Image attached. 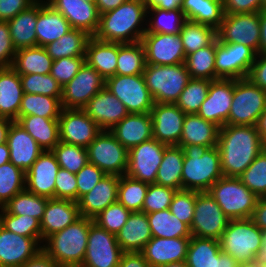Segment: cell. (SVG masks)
<instances>
[{
	"label": "cell",
	"instance_id": "cell-1",
	"mask_svg": "<svg viewBox=\"0 0 266 267\" xmlns=\"http://www.w3.org/2000/svg\"><path fill=\"white\" fill-rule=\"evenodd\" d=\"M217 147L224 177L238 178L266 148L257 126L224 125L219 129Z\"/></svg>",
	"mask_w": 266,
	"mask_h": 267
},
{
	"label": "cell",
	"instance_id": "cell-2",
	"mask_svg": "<svg viewBox=\"0 0 266 267\" xmlns=\"http://www.w3.org/2000/svg\"><path fill=\"white\" fill-rule=\"evenodd\" d=\"M147 6L144 0H128L116 9L100 15L99 26L93 35L106 42L136 43L146 32ZM146 21V23H144Z\"/></svg>",
	"mask_w": 266,
	"mask_h": 267
},
{
	"label": "cell",
	"instance_id": "cell-3",
	"mask_svg": "<svg viewBox=\"0 0 266 267\" xmlns=\"http://www.w3.org/2000/svg\"><path fill=\"white\" fill-rule=\"evenodd\" d=\"M182 149V190L208 192L223 177L218 147L185 145Z\"/></svg>",
	"mask_w": 266,
	"mask_h": 267
},
{
	"label": "cell",
	"instance_id": "cell-4",
	"mask_svg": "<svg viewBox=\"0 0 266 267\" xmlns=\"http://www.w3.org/2000/svg\"><path fill=\"white\" fill-rule=\"evenodd\" d=\"M93 219L80 217L65 229L49 236L42 249L60 267H81L87 248L89 227Z\"/></svg>",
	"mask_w": 266,
	"mask_h": 267
},
{
	"label": "cell",
	"instance_id": "cell-5",
	"mask_svg": "<svg viewBox=\"0 0 266 267\" xmlns=\"http://www.w3.org/2000/svg\"><path fill=\"white\" fill-rule=\"evenodd\" d=\"M219 242L221 251L239 263L254 262L263 243V231L251 218L230 219Z\"/></svg>",
	"mask_w": 266,
	"mask_h": 267
},
{
	"label": "cell",
	"instance_id": "cell-6",
	"mask_svg": "<svg viewBox=\"0 0 266 267\" xmlns=\"http://www.w3.org/2000/svg\"><path fill=\"white\" fill-rule=\"evenodd\" d=\"M143 77L154 103L175 104L191 79L185 63L163 66L146 64Z\"/></svg>",
	"mask_w": 266,
	"mask_h": 267
},
{
	"label": "cell",
	"instance_id": "cell-7",
	"mask_svg": "<svg viewBox=\"0 0 266 267\" xmlns=\"http://www.w3.org/2000/svg\"><path fill=\"white\" fill-rule=\"evenodd\" d=\"M208 192L230 219L251 218L258 200V197L235 177H221Z\"/></svg>",
	"mask_w": 266,
	"mask_h": 267
},
{
	"label": "cell",
	"instance_id": "cell-8",
	"mask_svg": "<svg viewBox=\"0 0 266 267\" xmlns=\"http://www.w3.org/2000/svg\"><path fill=\"white\" fill-rule=\"evenodd\" d=\"M265 109V90L248 78L234 79V93L227 125L256 126Z\"/></svg>",
	"mask_w": 266,
	"mask_h": 267
},
{
	"label": "cell",
	"instance_id": "cell-9",
	"mask_svg": "<svg viewBox=\"0 0 266 267\" xmlns=\"http://www.w3.org/2000/svg\"><path fill=\"white\" fill-rule=\"evenodd\" d=\"M88 162L106 175H125L128 150L110 132L103 130L88 146Z\"/></svg>",
	"mask_w": 266,
	"mask_h": 267
},
{
	"label": "cell",
	"instance_id": "cell-10",
	"mask_svg": "<svg viewBox=\"0 0 266 267\" xmlns=\"http://www.w3.org/2000/svg\"><path fill=\"white\" fill-rule=\"evenodd\" d=\"M105 88L116 96L128 113H150L154 101L142 75H114L105 80Z\"/></svg>",
	"mask_w": 266,
	"mask_h": 267
},
{
	"label": "cell",
	"instance_id": "cell-11",
	"mask_svg": "<svg viewBox=\"0 0 266 267\" xmlns=\"http://www.w3.org/2000/svg\"><path fill=\"white\" fill-rule=\"evenodd\" d=\"M230 218L209 192H197L194 218L190 226L192 236L219 240Z\"/></svg>",
	"mask_w": 266,
	"mask_h": 267
},
{
	"label": "cell",
	"instance_id": "cell-12",
	"mask_svg": "<svg viewBox=\"0 0 266 267\" xmlns=\"http://www.w3.org/2000/svg\"><path fill=\"white\" fill-rule=\"evenodd\" d=\"M256 55L249 46L219 42L216 38L215 73L222 79L247 78Z\"/></svg>",
	"mask_w": 266,
	"mask_h": 267
},
{
	"label": "cell",
	"instance_id": "cell-13",
	"mask_svg": "<svg viewBox=\"0 0 266 267\" xmlns=\"http://www.w3.org/2000/svg\"><path fill=\"white\" fill-rule=\"evenodd\" d=\"M217 39L224 43H241L259 54L260 20L259 12L224 14Z\"/></svg>",
	"mask_w": 266,
	"mask_h": 267
},
{
	"label": "cell",
	"instance_id": "cell-14",
	"mask_svg": "<svg viewBox=\"0 0 266 267\" xmlns=\"http://www.w3.org/2000/svg\"><path fill=\"white\" fill-rule=\"evenodd\" d=\"M166 147L167 145L152 138L131 148L128 151L125 175L148 184L155 183Z\"/></svg>",
	"mask_w": 266,
	"mask_h": 267
},
{
	"label": "cell",
	"instance_id": "cell-15",
	"mask_svg": "<svg viewBox=\"0 0 266 267\" xmlns=\"http://www.w3.org/2000/svg\"><path fill=\"white\" fill-rule=\"evenodd\" d=\"M122 253L116 235L93 223L81 267H118Z\"/></svg>",
	"mask_w": 266,
	"mask_h": 267
},
{
	"label": "cell",
	"instance_id": "cell-16",
	"mask_svg": "<svg viewBox=\"0 0 266 267\" xmlns=\"http://www.w3.org/2000/svg\"><path fill=\"white\" fill-rule=\"evenodd\" d=\"M104 87L105 79L85 62L75 77L62 88V108L83 109Z\"/></svg>",
	"mask_w": 266,
	"mask_h": 267
},
{
	"label": "cell",
	"instance_id": "cell-17",
	"mask_svg": "<svg viewBox=\"0 0 266 267\" xmlns=\"http://www.w3.org/2000/svg\"><path fill=\"white\" fill-rule=\"evenodd\" d=\"M59 139L87 148L103 131L82 109H62L58 118Z\"/></svg>",
	"mask_w": 266,
	"mask_h": 267
},
{
	"label": "cell",
	"instance_id": "cell-18",
	"mask_svg": "<svg viewBox=\"0 0 266 267\" xmlns=\"http://www.w3.org/2000/svg\"><path fill=\"white\" fill-rule=\"evenodd\" d=\"M146 64L170 66L185 63L180 34L145 33L141 40Z\"/></svg>",
	"mask_w": 266,
	"mask_h": 267
},
{
	"label": "cell",
	"instance_id": "cell-19",
	"mask_svg": "<svg viewBox=\"0 0 266 267\" xmlns=\"http://www.w3.org/2000/svg\"><path fill=\"white\" fill-rule=\"evenodd\" d=\"M234 93V79L212 80L197 114L219 128L227 125Z\"/></svg>",
	"mask_w": 266,
	"mask_h": 267
},
{
	"label": "cell",
	"instance_id": "cell-20",
	"mask_svg": "<svg viewBox=\"0 0 266 267\" xmlns=\"http://www.w3.org/2000/svg\"><path fill=\"white\" fill-rule=\"evenodd\" d=\"M150 114L153 138L167 146H178L186 114L170 103H154Z\"/></svg>",
	"mask_w": 266,
	"mask_h": 267
},
{
	"label": "cell",
	"instance_id": "cell-21",
	"mask_svg": "<svg viewBox=\"0 0 266 267\" xmlns=\"http://www.w3.org/2000/svg\"><path fill=\"white\" fill-rule=\"evenodd\" d=\"M41 243V238L25 237L0 225V267H20L42 250Z\"/></svg>",
	"mask_w": 266,
	"mask_h": 267
},
{
	"label": "cell",
	"instance_id": "cell-22",
	"mask_svg": "<svg viewBox=\"0 0 266 267\" xmlns=\"http://www.w3.org/2000/svg\"><path fill=\"white\" fill-rule=\"evenodd\" d=\"M59 169L54 153L43 151L26 172L25 189L38 196L55 198V179Z\"/></svg>",
	"mask_w": 266,
	"mask_h": 267
},
{
	"label": "cell",
	"instance_id": "cell-23",
	"mask_svg": "<svg viewBox=\"0 0 266 267\" xmlns=\"http://www.w3.org/2000/svg\"><path fill=\"white\" fill-rule=\"evenodd\" d=\"M187 267H239V262L220 248V242L214 238L191 236L187 256Z\"/></svg>",
	"mask_w": 266,
	"mask_h": 267
},
{
	"label": "cell",
	"instance_id": "cell-24",
	"mask_svg": "<svg viewBox=\"0 0 266 267\" xmlns=\"http://www.w3.org/2000/svg\"><path fill=\"white\" fill-rule=\"evenodd\" d=\"M82 110L106 131H110L129 114L120 100L105 87L95 94Z\"/></svg>",
	"mask_w": 266,
	"mask_h": 267
},
{
	"label": "cell",
	"instance_id": "cell-25",
	"mask_svg": "<svg viewBox=\"0 0 266 267\" xmlns=\"http://www.w3.org/2000/svg\"><path fill=\"white\" fill-rule=\"evenodd\" d=\"M191 237H152L141 250L150 267L185 261Z\"/></svg>",
	"mask_w": 266,
	"mask_h": 267
},
{
	"label": "cell",
	"instance_id": "cell-26",
	"mask_svg": "<svg viewBox=\"0 0 266 267\" xmlns=\"http://www.w3.org/2000/svg\"><path fill=\"white\" fill-rule=\"evenodd\" d=\"M68 21L71 28L86 31L93 36L99 26L100 14L94 3L84 0H46Z\"/></svg>",
	"mask_w": 266,
	"mask_h": 267
},
{
	"label": "cell",
	"instance_id": "cell-27",
	"mask_svg": "<svg viewBox=\"0 0 266 267\" xmlns=\"http://www.w3.org/2000/svg\"><path fill=\"white\" fill-rule=\"evenodd\" d=\"M10 162L25 173L44 151L29 133L13 121L7 133Z\"/></svg>",
	"mask_w": 266,
	"mask_h": 267
},
{
	"label": "cell",
	"instance_id": "cell-28",
	"mask_svg": "<svg viewBox=\"0 0 266 267\" xmlns=\"http://www.w3.org/2000/svg\"><path fill=\"white\" fill-rule=\"evenodd\" d=\"M78 203L68 199H48L44 215L40 221L41 240L43 242L52 234L65 229L79 219Z\"/></svg>",
	"mask_w": 266,
	"mask_h": 267
},
{
	"label": "cell",
	"instance_id": "cell-29",
	"mask_svg": "<svg viewBox=\"0 0 266 267\" xmlns=\"http://www.w3.org/2000/svg\"><path fill=\"white\" fill-rule=\"evenodd\" d=\"M120 176L105 175L78 201L81 217L93 219L110 204L117 202L118 184Z\"/></svg>",
	"mask_w": 266,
	"mask_h": 267
},
{
	"label": "cell",
	"instance_id": "cell-30",
	"mask_svg": "<svg viewBox=\"0 0 266 267\" xmlns=\"http://www.w3.org/2000/svg\"><path fill=\"white\" fill-rule=\"evenodd\" d=\"M110 132L129 151L131 148L153 138L150 113H129Z\"/></svg>",
	"mask_w": 266,
	"mask_h": 267
},
{
	"label": "cell",
	"instance_id": "cell-31",
	"mask_svg": "<svg viewBox=\"0 0 266 267\" xmlns=\"http://www.w3.org/2000/svg\"><path fill=\"white\" fill-rule=\"evenodd\" d=\"M69 21L45 0H38L36 23L37 46L44 47L71 30Z\"/></svg>",
	"mask_w": 266,
	"mask_h": 267
},
{
	"label": "cell",
	"instance_id": "cell-32",
	"mask_svg": "<svg viewBox=\"0 0 266 267\" xmlns=\"http://www.w3.org/2000/svg\"><path fill=\"white\" fill-rule=\"evenodd\" d=\"M23 94L20 75L12 67H1L0 118L17 120Z\"/></svg>",
	"mask_w": 266,
	"mask_h": 267
},
{
	"label": "cell",
	"instance_id": "cell-33",
	"mask_svg": "<svg viewBox=\"0 0 266 267\" xmlns=\"http://www.w3.org/2000/svg\"><path fill=\"white\" fill-rule=\"evenodd\" d=\"M151 238L148 217L143 211L131 212L126 224L116 234L123 253L141 252Z\"/></svg>",
	"mask_w": 266,
	"mask_h": 267
},
{
	"label": "cell",
	"instance_id": "cell-34",
	"mask_svg": "<svg viewBox=\"0 0 266 267\" xmlns=\"http://www.w3.org/2000/svg\"><path fill=\"white\" fill-rule=\"evenodd\" d=\"M118 43L106 42L91 36L86 45L85 62L105 80L116 75Z\"/></svg>",
	"mask_w": 266,
	"mask_h": 267
},
{
	"label": "cell",
	"instance_id": "cell-35",
	"mask_svg": "<svg viewBox=\"0 0 266 267\" xmlns=\"http://www.w3.org/2000/svg\"><path fill=\"white\" fill-rule=\"evenodd\" d=\"M219 127L204 120L197 113L186 114L179 147L185 145L217 146Z\"/></svg>",
	"mask_w": 266,
	"mask_h": 267
},
{
	"label": "cell",
	"instance_id": "cell-36",
	"mask_svg": "<svg viewBox=\"0 0 266 267\" xmlns=\"http://www.w3.org/2000/svg\"><path fill=\"white\" fill-rule=\"evenodd\" d=\"M38 15V1L31 7L20 12L13 19L7 21L11 41L16 50L37 46L36 23Z\"/></svg>",
	"mask_w": 266,
	"mask_h": 267
},
{
	"label": "cell",
	"instance_id": "cell-37",
	"mask_svg": "<svg viewBox=\"0 0 266 267\" xmlns=\"http://www.w3.org/2000/svg\"><path fill=\"white\" fill-rule=\"evenodd\" d=\"M16 122L35 139L44 151L52 150L60 142L58 119L27 115L18 117Z\"/></svg>",
	"mask_w": 266,
	"mask_h": 267
},
{
	"label": "cell",
	"instance_id": "cell-38",
	"mask_svg": "<svg viewBox=\"0 0 266 267\" xmlns=\"http://www.w3.org/2000/svg\"><path fill=\"white\" fill-rule=\"evenodd\" d=\"M186 20L215 28L223 20V0H183L181 5Z\"/></svg>",
	"mask_w": 266,
	"mask_h": 267
},
{
	"label": "cell",
	"instance_id": "cell-39",
	"mask_svg": "<svg viewBox=\"0 0 266 267\" xmlns=\"http://www.w3.org/2000/svg\"><path fill=\"white\" fill-rule=\"evenodd\" d=\"M52 58L44 47L35 46L16 50L12 68L19 75L50 74Z\"/></svg>",
	"mask_w": 266,
	"mask_h": 267
},
{
	"label": "cell",
	"instance_id": "cell-40",
	"mask_svg": "<svg viewBox=\"0 0 266 267\" xmlns=\"http://www.w3.org/2000/svg\"><path fill=\"white\" fill-rule=\"evenodd\" d=\"M183 161L184 153L182 147L167 146L157 171L155 183L177 191L182 190Z\"/></svg>",
	"mask_w": 266,
	"mask_h": 267
},
{
	"label": "cell",
	"instance_id": "cell-41",
	"mask_svg": "<svg viewBox=\"0 0 266 267\" xmlns=\"http://www.w3.org/2000/svg\"><path fill=\"white\" fill-rule=\"evenodd\" d=\"M91 35L86 31L72 28L58 40L44 46L52 60L85 56L86 45Z\"/></svg>",
	"mask_w": 266,
	"mask_h": 267
},
{
	"label": "cell",
	"instance_id": "cell-42",
	"mask_svg": "<svg viewBox=\"0 0 266 267\" xmlns=\"http://www.w3.org/2000/svg\"><path fill=\"white\" fill-rule=\"evenodd\" d=\"M152 237H191L190 227L173 215L169 209L147 214Z\"/></svg>",
	"mask_w": 266,
	"mask_h": 267
},
{
	"label": "cell",
	"instance_id": "cell-43",
	"mask_svg": "<svg viewBox=\"0 0 266 267\" xmlns=\"http://www.w3.org/2000/svg\"><path fill=\"white\" fill-rule=\"evenodd\" d=\"M216 39L185 58V66L192 79L217 80L215 73Z\"/></svg>",
	"mask_w": 266,
	"mask_h": 267
},
{
	"label": "cell",
	"instance_id": "cell-44",
	"mask_svg": "<svg viewBox=\"0 0 266 267\" xmlns=\"http://www.w3.org/2000/svg\"><path fill=\"white\" fill-rule=\"evenodd\" d=\"M61 98L24 93L18 117L34 115L48 119H58L63 109Z\"/></svg>",
	"mask_w": 266,
	"mask_h": 267
},
{
	"label": "cell",
	"instance_id": "cell-45",
	"mask_svg": "<svg viewBox=\"0 0 266 267\" xmlns=\"http://www.w3.org/2000/svg\"><path fill=\"white\" fill-rule=\"evenodd\" d=\"M145 66V48L141 41L136 43H118L116 75H142Z\"/></svg>",
	"mask_w": 266,
	"mask_h": 267
},
{
	"label": "cell",
	"instance_id": "cell-46",
	"mask_svg": "<svg viewBox=\"0 0 266 267\" xmlns=\"http://www.w3.org/2000/svg\"><path fill=\"white\" fill-rule=\"evenodd\" d=\"M147 20L145 33L179 34L186 18L181 9L147 8Z\"/></svg>",
	"mask_w": 266,
	"mask_h": 267
},
{
	"label": "cell",
	"instance_id": "cell-47",
	"mask_svg": "<svg viewBox=\"0 0 266 267\" xmlns=\"http://www.w3.org/2000/svg\"><path fill=\"white\" fill-rule=\"evenodd\" d=\"M48 199L24 189L3 205L2 209L9 214L28 215L41 221Z\"/></svg>",
	"mask_w": 266,
	"mask_h": 267
},
{
	"label": "cell",
	"instance_id": "cell-48",
	"mask_svg": "<svg viewBox=\"0 0 266 267\" xmlns=\"http://www.w3.org/2000/svg\"><path fill=\"white\" fill-rule=\"evenodd\" d=\"M185 55L210 45L217 38V30L211 26L186 20L179 33Z\"/></svg>",
	"mask_w": 266,
	"mask_h": 267
},
{
	"label": "cell",
	"instance_id": "cell-49",
	"mask_svg": "<svg viewBox=\"0 0 266 267\" xmlns=\"http://www.w3.org/2000/svg\"><path fill=\"white\" fill-rule=\"evenodd\" d=\"M149 184L127 175L120 176L117 201L131 212L142 211Z\"/></svg>",
	"mask_w": 266,
	"mask_h": 267
},
{
	"label": "cell",
	"instance_id": "cell-50",
	"mask_svg": "<svg viewBox=\"0 0 266 267\" xmlns=\"http://www.w3.org/2000/svg\"><path fill=\"white\" fill-rule=\"evenodd\" d=\"M210 80L190 79L175 103L185 114H196L206 99Z\"/></svg>",
	"mask_w": 266,
	"mask_h": 267
},
{
	"label": "cell",
	"instance_id": "cell-51",
	"mask_svg": "<svg viewBox=\"0 0 266 267\" xmlns=\"http://www.w3.org/2000/svg\"><path fill=\"white\" fill-rule=\"evenodd\" d=\"M26 173L11 162L0 166V207L25 189Z\"/></svg>",
	"mask_w": 266,
	"mask_h": 267
},
{
	"label": "cell",
	"instance_id": "cell-52",
	"mask_svg": "<svg viewBox=\"0 0 266 267\" xmlns=\"http://www.w3.org/2000/svg\"><path fill=\"white\" fill-rule=\"evenodd\" d=\"M60 166L71 173L79 172L88 163L87 148L60 141L51 150Z\"/></svg>",
	"mask_w": 266,
	"mask_h": 267
},
{
	"label": "cell",
	"instance_id": "cell-53",
	"mask_svg": "<svg viewBox=\"0 0 266 267\" xmlns=\"http://www.w3.org/2000/svg\"><path fill=\"white\" fill-rule=\"evenodd\" d=\"M238 178L257 197L266 196V148Z\"/></svg>",
	"mask_w": 266,
	"mask_h": 267
},
{
	"label": "cell",
	"instance_id": "cell-54",
	"mask_svg": "<svg viewBox=\"0 0 266 267\" xmlns=\"http://www.w3.org/2000/svg\"><path fill=\"white\" fill-rule=\"evenodd\" d=\"M0 225L25 237L41 238L40 221L32 216L9 214L1 208Z\"/></svg>",
	"mask_w": 266,
	"mask_h": 267
},
{
	"label": "cell",
	"instance_id": "cell-55",
	"mask_svg": "<svg viewBox=\"0 0 266 267\" xmlns=\"http://www.w3.org/2000/svg\"><path fill=\"white\" fill-rule=\"evenodd\" d=\"M20 79L24 93L62 97V87L50 74L20 75Z\"/></svg>",
	"mask_w": 266,
	"mask_h": 267
},
{
	"label": "cell",
	"instance_id": "cell-56",
	"mask_svg": "<svg viewBox=\"0 0 266 267\" xmlns=\"http://www.w3.org/2000/svg\"><path fill=\"white\" fill-rule=\"evenodd\" d=\"M130 214L131 211L117 201L94 217L93 222L98 227L116 235L126 224Z\"/></svg>",
	"mask_w": 266,
	"mask_h": 267
},
{
	"label": "cell",
	"instance_id": "cell-57",
	"mask_svg": "<svg viewBox=\"0 0 266 267\" xmlns=\"http://www.w3.org/2000/svg\"><path fill=\"white\" fill-rule=\"evenodd\" d=\"M176 191L177 190L173 188L156 183L149 184L142 211L148 214L169 209Z\"/></svg>",
	"mask_w": 266,
	"mask_h": 267
},
{
	"label": "cell",
	"instance_id": "cell-58",
	"mask_svg": "<svg viewBox=\"0 0 266 267\" xmlns=\"http://www.w3.org/2000/svg\"><path fill=\"white\" fill-rule=\"evenodd\" d=\"M196 196V191H176L169 206L170 212L189 227L194 218Z\"/></svg>",
	"mask_w": 266,
	"mask_h": 267
},
{
	"label": "cell",
	"instance_id": "cell-59",
	"mask_svg": "<svg viewBox=\"0 0 266 267\" xmlns=\"http://www.w3.org/2000/svg\"><path fill=\"white\" fill-rule=\"evenodd\" d=\"M85 63V56L67 57L52 62L50 75L63 88L69 83Z\"/></svg>",
	"mask_w": 266,
	"mask_h": 267
},
{
	"label": "cell",
	"instance_id": "cell-60",
	"mask_svg": "<svg viewBox=\"0 0 266 267\" xmlns=\"http://www.w3.org/2000/svg\"><path fill=\"white\" fill-rule=\"evenodd\" d=\"M106 174L97 166L87 163L79 172L76 173L77 181V201L105 176Z\"/></svg>",
	"mask_w": 266,
	"mask_h": 267
},
{
	"label": "cell",
	"instance_id": "cell-61",
	"mask_svg": "<svg viewBox=\"0 0 266 267\" xmlns=\"http://www.w3.org/2000/svg\"><path fill=\"white\" fill-rule=\"evenodd\" d=\"M55 199H68L77 202L76 174L60 168L55 179Z\"/></svg>",
	"mask_w": 266,
	"mask_h": 267
},
{
	"label": "cell",
	"instance_id": "cell-62",
	"mask_svg": "<svg viewBox=\"0 0 266 267\" xmlns=\"http://www.w3.org/2000/svg\"><path fill=\"white\" fill-rule=\"evenodd\" d=\"M15 53L9 25L7 21H0V68L11 67Z\"/></svg>",
	"mask_w": 266,
	"mask_h": 267
},
{
	"label": "cell",
	"instance_id": "cell-63",
	"mask_svg": "<svg viewBox=\"0 0 266 267\" xmlns=\"http://www.w3.org/2000/svg\"><path fill=\"white\" fill-rule=\"evenodd\" d=\"M262 0H223L224 14L260 12Z\"/></svg>",
	"mask_w": 266,
	"mask_h": 267
},
{
	"label": "cell",
	"instance_id": "cell-64",
	"mask_svg": "<svg viewBox=\"0 0 266 267\" xmlns=\"http://www.w3.org/2000/svg\"><path fill=\"white\" fill-rule=\"evenodd\" d=\"M38 0H0V21L13 19L20 12L35 4Z\"/></svg>",
	"mask_w": 266,
	"mask_h": 267
},
{
	"label": "cell",
	"instance_id": "cell-65",
	"mask_svg": "<svg viewBox=\"0 0 266 267\" xmlns=\"http://www.w3.org/2000/svg\"><path fill=\"white\" fill-rule=\"evenodd\" d=\"M247 78L266 91V54H257Z\"/></svg>",
	"mask_w": 266,
	"mask_h": 267
},
{
	"label": "cell",
	"instance_id": "cell-66",
	"mask_svg": "<svg viewBox=\"0 0 266 267\" xmlns=\"http://www.w3.org/2000/svg\"><path fill=\"white\" fill-rule=\"evenodd\" d=\"M118 267H150L140 252L122 253Z\"/></svg>",
	"mask_w": 266,
	"mask_h": 267
},
{
	"label": "cell",
	"instance_id": "cell-67",
	"mask_svg": "<svg viewBox=\"0 0 266 267\" xmlns=\"http://www.w3.org/2000/svg\"><path fill=\"white\" fill-rule=\"evenodd\" d=\"M20 267H60L43 249Z\"/></svg>",
	"mask_w": 266,
	"mask_h": 267
},
{
	"label": "cell",
	"instance_id": "cell-68",
	"mask_svg": "<svg viewBox=\"0 0 266 267\" xmlns=\"http://www.w3.org/2000/svg\"><path fill=\"white\" fill-rule=\"evenodd\" d=\"M251 219L262 230H266V196L258 197Z\"/></svg>",
	"mask_w": 266,
	"mask_h": 267
},
{
	"label": "cell",
	"instance_id": "cell-69",
	"mask_svg": "<svg viewBox=\"0 0 266 267\" xmlns=\"http://www.w3.org/2000/svg\"><path fill=\"white\" fill-rule=\"evenodd\" d=\"M147 8H160L164 10L181 9L183 0H144Z\"/></svg>",
	"mask_w": 266,
	"mask_h": 267
},
{
	"label": "cell",
	"instance_id": "cell-70",
	"mask_svg": "<svg viewBox=\"0 0 266 267\" xmlns=\"http://www.w3.org/2000/svg\"><path fill=\"white\" fill-rule=\"evenodd\" d=\"M128 0H97L96 6L98 13L101 15L107 11L116 9L121 4L127 2Z\"/></svg>",
	"mask_w": 266,
	"mask_h": 267
},
{
	"label": "cell",
	"instance_id": "cell-71",
	"mask_svg": "<svg viewBox=\"0 0 266 267\" xmlns=\"http://www.w3.org/2000/svg\"><path fill=\"white\" fill-rule=\"evenodd\" d=\"M260 20V46L259 53L266 54V10L259 12Z\"/></svg>",
	"mask_w": 266,
	"mask_h": 267
},
{
	"label": "cell",
	"instance_id": "cell-72",
	"mask_svg": "<svg viewBox=\"0 0 266 267\" xmlns=\"http://www.w3.org/2000/svg\"><path fill=\"white\" fill-rule=\"evenodd\" d=\"M254 262L260 265L266 264V230L263 231V243L259 251L255 254Z\"/></svg>",
	"mask_w": 266,
	"mask_h": 267
},
{
	"label": "cell",
	"instance_id": "cell-73",
	"mask_svg": "<svg viewBox=\"0 0 266 267\" xmlns=\"http://www.w3.org/2000/svg\"><path fill=\"white\" fill-rule=\"evenodd\" d=\"M12 122V120L6 118H0V144L6 142L8 129Z\"/></svg>",
	"mask_w": 266,
	"mask_h": 267
},
{
	"label": "cell",
	"instance_id": "cell-74",
	"mask_svg": "<svg viewBox=\"0 0 266 267\" xmlns=\"http://www.w3.org/2000/svg\"><path fill=\"white\" fill-rule=\"evenodd\" d=\"M256 126H257V130H258L263 142L266 144V109L260 115Z\"/></svg>",
	"mask_w": 266,
	"mask_h": 267
},
{
	"label": "cell",
	"instance_id": "cell-75",
	"mask_svg": "<svg viewBox=\"0 0 266 267\" xmlns=\"http://www.w3.org/2000/svg\"><path fill=\"white\" fill-rule=\"evenodd\" d=\"M10 162V150L7 142L0 144V166Z\"/></svg>",
	"mask_w": 266,
	"mask_h": 267
},
{
	"label": "cell",
	"instance_id": "cell-76",
	"mask_svg": "<svg viewBox=\"0 0 266 267\" xmlns=\"http://www.w3.org/2000/svg\"><path fill=\"white\" fill-rule=\"evenodd\" d=\"M157 267H187L186 261L172 262L169 264L160 265Z\"/></svg>",
	"mask_w": 266,
	"mask_h": 267
},
{
	"label": "cell",
	"instance_id": "cell-77",
	"mask_svg": "<svg viewBox=\"0 0 266 267\" xmlns=\"http://www.w3.org/2000/svg\"><path fill=\"white\" fill-rule=\"evenodd\" d=\"M239 267H261V265L255 262H247V263H240Z\"/></svg>",
	"mask_w": 266,
	"mask_h": 267
},
{
	"label": "cell",
	"instance_id": "cell-78",
	"mask_svg": "<svg viewBox=\"0 0 266 267\" xmlns=\"http://www.w3.org/2000/svg\"><path fill=\"white\" fill-rule=\"evenodd\" d=\"M262 10H266V0H262Z\"/></svg>",
	"mask_w": 266,
	"mask_h": 267
},
{
	"label": "cell",
	"instance_id": "cell-79",
	"mask_svg": "<svg viewBox=\"0 0 266 267\" xmlns=\"http://www.w3.org/2000/svg\"><path fill=\"white\" fill-rule=\"evenodd\" d=\"M84 1H87V2H89V3H94V4H96V1H97V0H84Z\"/></svg>",
	"mask_w": 266,
	"mask_h": 267
}]
</instances>
